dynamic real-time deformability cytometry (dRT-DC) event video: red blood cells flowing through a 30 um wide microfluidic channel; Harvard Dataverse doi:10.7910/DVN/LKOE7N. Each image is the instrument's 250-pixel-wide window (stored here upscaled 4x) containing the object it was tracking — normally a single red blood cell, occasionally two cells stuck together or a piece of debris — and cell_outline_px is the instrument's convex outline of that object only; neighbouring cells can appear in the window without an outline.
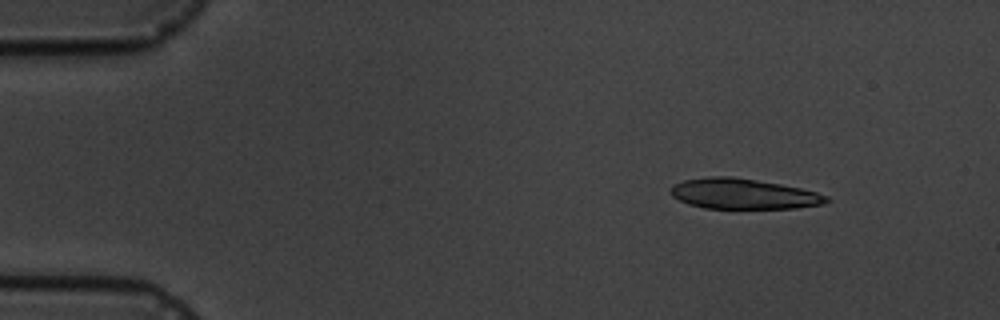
{"species": "common noctule bat (a hibernating species)", "species_latin": "Nyctalus noctula", "temperature_condition": "cold", "stored_images_in_passage": 4, "camera_frame_rate_fps": 3000, "um_per_image_px": 0.085, "animal": {"sex": "male", "body_mass_g": 19.5, "forearm_length_mm": 54.6}, "frame": {"image": 1, "passage_image": 1, "time_ms": 0.0, "image_size_px": [1000, 320], "cell_outline_px": [[832, 200], [824, 204], [796, 208], [704, 208], [688, 204], [672, 196], [668, 192], [672, 184], [684, 180], [708, 176], [732, 176], [780, 184], [800, 188], [816, 192], [828, 196]], "centroid_in_image_um": [63.16, 16.47], "position_along_channel_um": 21.8, "area_um2": 27.74}}